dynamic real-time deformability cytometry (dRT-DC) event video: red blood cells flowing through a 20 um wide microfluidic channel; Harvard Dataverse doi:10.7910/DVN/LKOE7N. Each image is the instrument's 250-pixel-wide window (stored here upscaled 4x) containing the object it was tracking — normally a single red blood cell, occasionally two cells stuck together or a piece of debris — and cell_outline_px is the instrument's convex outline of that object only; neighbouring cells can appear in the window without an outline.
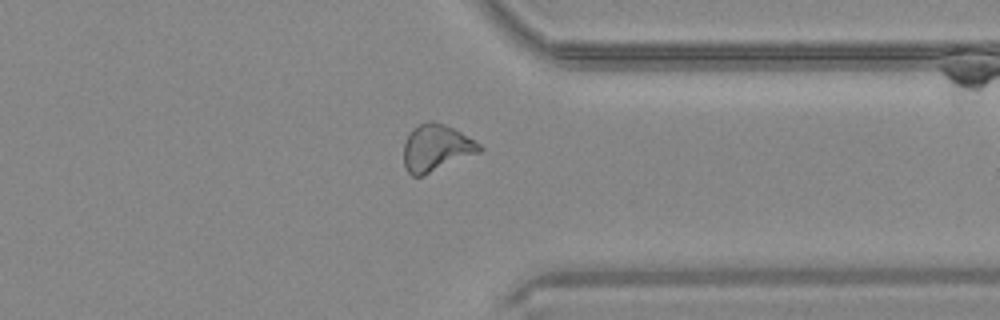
{"species": "common noctule bat (a hibernating species)", "species_latin": "Nyctalus noctula", "temperature_condition": "warm", "stored_images_in_passage": 42, "camera_frame_rate_fps": 3000, "um_per_image_px": 0.085, "animal": {"sex": "male", "body_mass_g": 20.4}, "frame": {"image": 1, "passage_image": 32, "time_ms": 10.333, "image_size_px": [1000, 320], "cell_outline_px": [[484, 148], [480, 152], [424, 176], [412, 176], [404, 168], [404, 140], [412, 128], [428, 120], [432, 120], [444, 124], [460, 132], [480, 144]], "centroid_in_image_um": [37.05, 12.58], "position_along_channel_um": 374.4, "area_um2": 20.81}}